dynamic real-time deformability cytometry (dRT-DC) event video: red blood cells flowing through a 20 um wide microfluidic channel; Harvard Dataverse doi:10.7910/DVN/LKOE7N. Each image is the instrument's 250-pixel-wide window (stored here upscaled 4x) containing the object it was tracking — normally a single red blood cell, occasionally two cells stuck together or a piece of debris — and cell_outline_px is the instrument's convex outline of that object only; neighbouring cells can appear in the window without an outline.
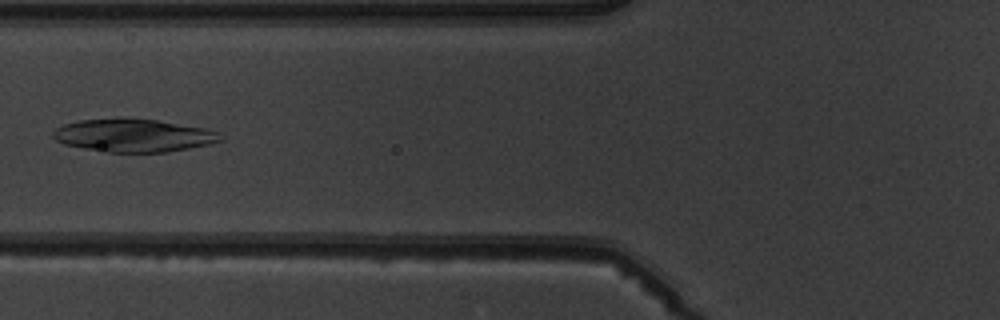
{"species": "common noctule bat (a hibernating species)", "species_latin": "Nyctalus noctula", "temperature_condition": "warm", "stored_images_in_passage": 7, "camera_frame_rate_fps": 3000, "um_per_image_px": 0.085, "animal": {"sex": "male", "body_mass_g": 19.5, "forearm_length_mm": 54.6}, "frame": {"image": 1, "passage_image": 6, "time_ms": 6.333, "image_size_px": [1000, 320], "cell_outline_px": [[224, 140], [208, 144], [168, 152], [108, 152], [84, 148], [64, 144], [56, 140], [52, 136], [52, 132], [56, 128], [64, 124], [80, 120], [120, 116], [156, 120], [204, 128], [216, 132]], "centroid_in_image_um": [11.29, 11.49], "position_along_channel_um": 114.5, "area_um2": 32.31}}
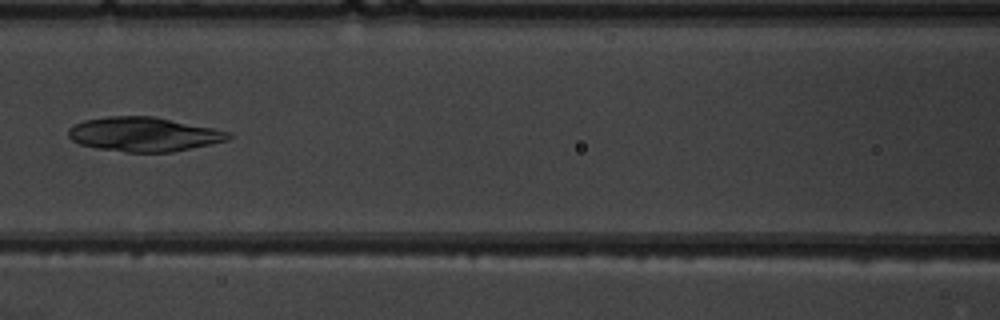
{"frame": {"image": 2, "passage_image": 7, "time_ms": 7.333, "image_size_px": [1000, 320], "cell_outline_px": [[232, 136], [228, 140], [212, 144], [172, 152], [124, 152], [96, 148], [80, 144], [72, 140], [68, 136], [68, 128], [72, 124], [84, 120], [108, 116], [152, 116], [212, 128], [228, 132]], "centroid_in_image_um": [12.17, 11.42], "position_along_channel_um": 154.4, "area_um2": 31.96}}